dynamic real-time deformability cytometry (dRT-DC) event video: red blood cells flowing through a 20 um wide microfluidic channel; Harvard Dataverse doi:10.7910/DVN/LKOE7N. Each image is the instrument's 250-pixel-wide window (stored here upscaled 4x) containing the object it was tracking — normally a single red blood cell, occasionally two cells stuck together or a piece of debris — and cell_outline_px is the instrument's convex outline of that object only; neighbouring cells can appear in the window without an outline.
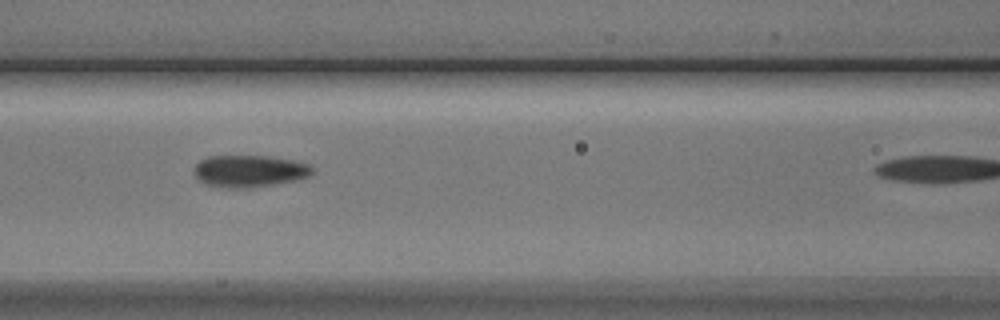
{"species": "Egyptian fruit bat (a non-hibernating species)", "species_latin": "Rousettus aegyptiacus", "temperature_condition": "cold", "stored_images_in_passage": 4, "camera_frame_rate_fps": 3000, "um_per_image_px": 0.085, "animal": {"sex": "male"}, "frame": {"image": 1, "passage_image": 3, "time_ms": 2.333, "image_size_px": [1000, 320], "cell_outline_px": [[316, 172], [300, 180], [252, 188], [228, 188], [204, 184], [196, 176], [196, 164], [200, 160], [208, 156], [268, 156], [292, 160], [312, 164], [316, 168]], "centroid_in_image_um": [21.3, 14.55], "position_along_channel_um": 145.3, "area_um2": 22.37}}